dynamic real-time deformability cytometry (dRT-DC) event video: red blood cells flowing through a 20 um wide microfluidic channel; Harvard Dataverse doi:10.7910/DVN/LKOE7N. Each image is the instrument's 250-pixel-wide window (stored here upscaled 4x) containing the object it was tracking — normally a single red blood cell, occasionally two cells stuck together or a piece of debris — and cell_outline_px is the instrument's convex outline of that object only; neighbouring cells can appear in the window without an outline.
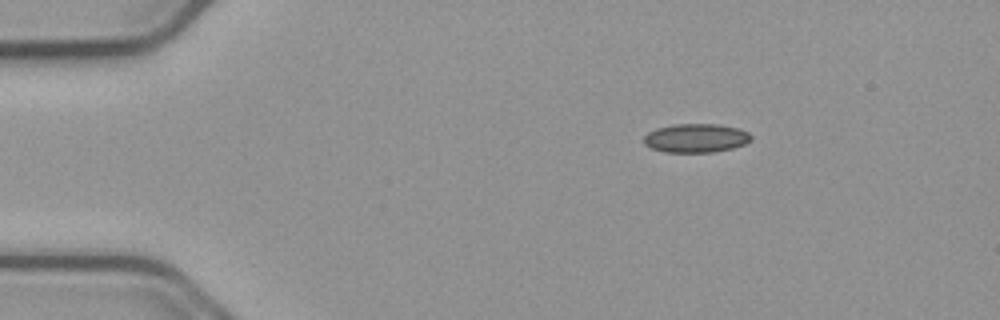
{"species": "common noctule bat (a hibernating species)", "species_latin": "Nyctalus noctula", "temperature_condition": "cold", "stored_images_in_passage": 47, "camera_frame_rate_fps": 3000, "um_per_image_px": 0.085, "animal": {"sex": "male", "body_mass_g": 23.1, "forearm_length_mm": 52.7}, "frame": {"image": 1, "passage_image": 1, "time_ms": 0.0, "image_size_px": [1000, 320], "cell_outline_px": [[752, 140], [744, 144], [732, 148], [712, 152], [664, 152], [652, 148], [644, 144], [644, 136], [648, 132], [656, 128], [672, 124], [716, 124], [736, 128], [748, 132], [752, 136]], "centroid_in_image_um": [59.14, 11.73], "position_along_channel_um": 25.9, "area_um2": 17.98}}
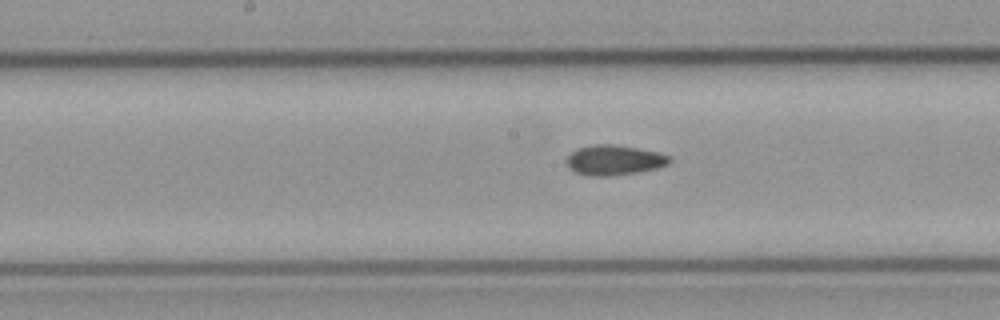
{"frame": {"image": 2, "passage_image": 20, "time_ms": 6.333, "image_size_px": [1000, 320], "cell_outline_px": [[672, 160], [668, 164], [656, 168], [636, 172], [608, 176], [588, 176], [576, 172], [568, 168], [568, 156], [576, 148], [592, 144], [608, 144], [636, 148], [660, 152], [668, 156]], "centroid_in_image_um": [52.19, 13.6], "position_along_channel_um": 196.0, "area_um2": 17.86}}
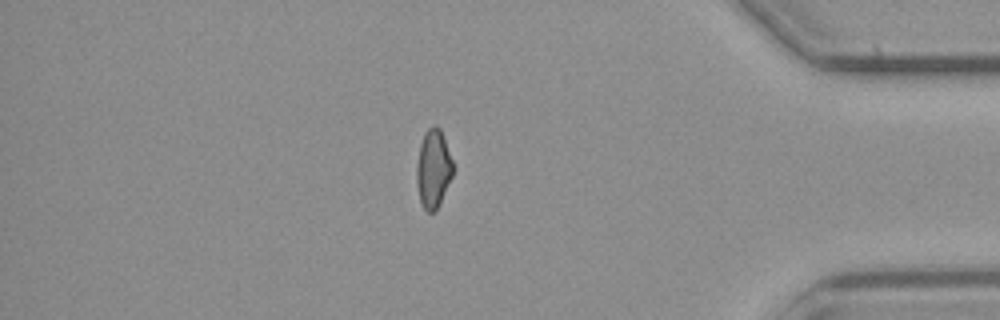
{"frame": {"image": 3, "passage_image": 39, "time_ms": 12.667, "image_size_px": [1000, 320], "cell_outline_px": [[452, 176], [440, 204], [432, 212], [428, 212], [424, 208], [420, 200], [416, 180], [416, 168], [420, 144], [424, 132], [432, 124], [436, 124], [440, 128], [452, 160]], "centroid_in_image_um": [36.82, 14.31], "position_along_channel_um": 398.4, "area_um2": 16.47}, "authors_computed_cell_mechanics": {"area_um2": 17.2244, "velocity_mm_per_s": 3.7538, "shape_relaxation_time_tau1_ms": null, "shape_relaxation_time_tau2_ms": 10.3999, "deformation_change_tau1": null, "deformation_change_tau2": 0.1588}}